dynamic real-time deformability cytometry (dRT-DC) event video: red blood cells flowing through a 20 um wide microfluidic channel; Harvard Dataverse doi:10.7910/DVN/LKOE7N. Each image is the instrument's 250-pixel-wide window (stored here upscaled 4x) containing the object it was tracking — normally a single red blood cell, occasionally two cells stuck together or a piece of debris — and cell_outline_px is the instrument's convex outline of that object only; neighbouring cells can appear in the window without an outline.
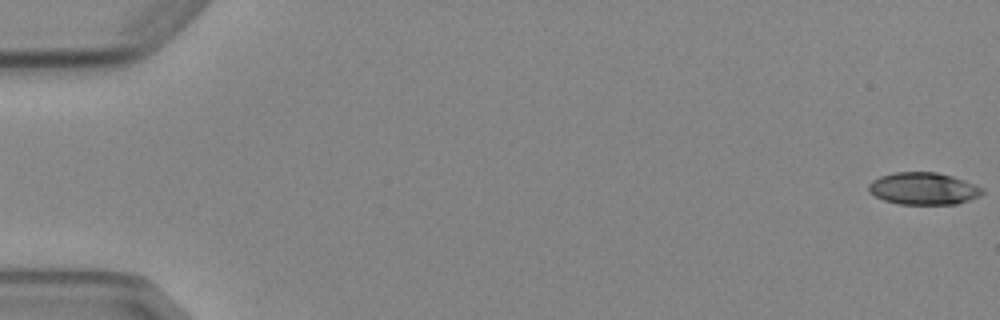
{"species": "Egyptian fruit bat (a non-hibernating species)", "species_latin": "Rousettus aegyptiacus", "temperature_condition": "cold", "stored_images_in_passage": 5, "camera_frame_rate_fps": 3000, "um_per_image_px": 0.085, "animal": {"sex": "female"}, "frame": {"image": 1, "passage_image": 1, "time_ms": 0.0, "image_size_px": [1000, 320], "cell_outline_px": [[984, 192], [980, 196], [956, 204], [896, 204], [884, 200], [868, 192], [868, 184], [872, 180], [880, 176], [892, 172], [936, 172], [952, 176], [964, 180], [984, 188]], "centroid_in_image_um": [78.47, 16.03], "position_along_channel_um": 6.5, "area_um2": 21.44}}
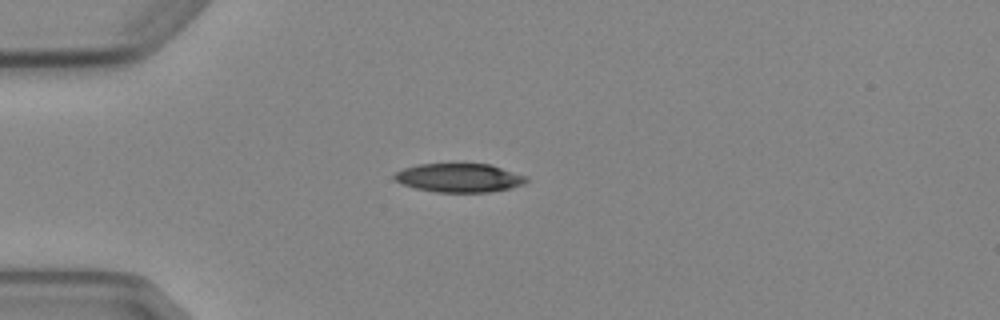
{"frame": {"image": 2, "passage_image": 5, "time_ms": 4.667, "image_size_px": [1000, 320], "cell_outline_px": [[528, 180], [524, 184], [508, 188], [488, 192], [436, 192], [416, 188], [404, 184], [396, 180], [392, 176], [396, 172], [404, 168], [416, 164], [492, 164], [528, 176]], "centroid_in_image_um": [39.06, 15.1], "position_along_channel_um": 45.9, "area_um2": 22.08}}